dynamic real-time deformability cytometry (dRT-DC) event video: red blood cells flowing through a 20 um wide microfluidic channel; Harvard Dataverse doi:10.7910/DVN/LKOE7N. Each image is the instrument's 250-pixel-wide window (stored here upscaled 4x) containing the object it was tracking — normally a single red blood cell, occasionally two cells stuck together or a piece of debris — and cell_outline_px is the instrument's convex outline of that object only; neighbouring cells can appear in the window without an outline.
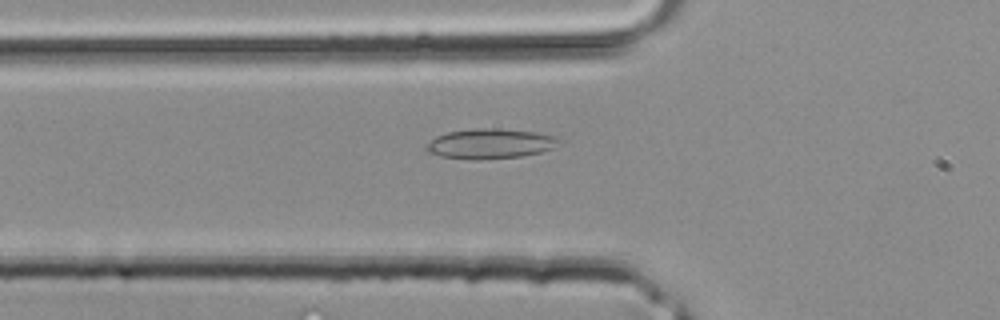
{"species": "common noctule bat (a hibernating species)", "species_latin": "Nyctalus noctula", "temperature_condition": "room temperature", "stored_images_in_passage": 3, "camera_frame_rate_fps": 3000, "um_per_image_px": 0.085, "animal": {"sex": "male", "body_mass_g": 20.4}, "frame": {"image": 1, "passage_image": 3, "time_ms": 0.667, "image_size_px": [1000, 320], "cell_outline_px": [[564, 140], [556, 148], [540, 152], [520, 156], [480, 160], [472, 160], [440, 156], [428, 152], [428, 144], [436, 136], [448, 132], [480, 128], [500, 128], [536, 132], [556, 136]], "centroid_in_image_um": [41.76, 12.21], "position_along_channel_um": 84.0, "area_um2": 23.29}}